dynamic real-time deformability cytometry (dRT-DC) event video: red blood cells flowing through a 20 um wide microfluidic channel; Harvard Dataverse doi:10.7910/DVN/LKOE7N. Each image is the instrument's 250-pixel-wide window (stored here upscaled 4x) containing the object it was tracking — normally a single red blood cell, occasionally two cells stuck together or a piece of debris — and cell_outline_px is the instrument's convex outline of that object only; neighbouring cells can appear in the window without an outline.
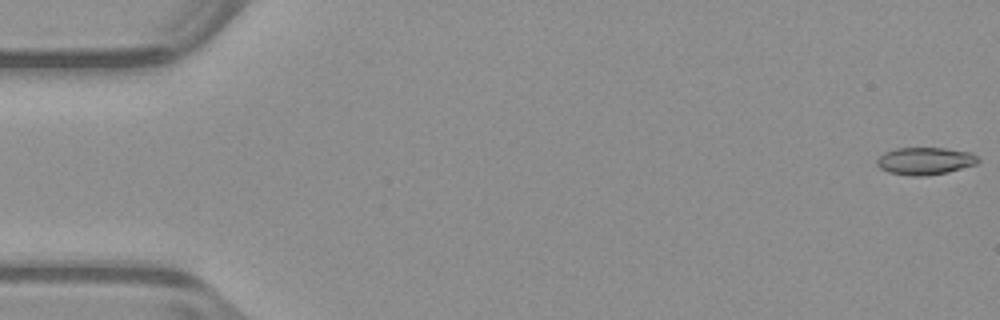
{"species": "common noctule bat (a hibernating species)", "species_latin": "Nyctalus noctula", "temperature_condition": "warm", "stored_images_in_passage": 53, "camera_frame_rate_fps": 3000, "um_per_image_px": 0.085, "animal": {"sex": "male", "body_mass_g": 23.1, "forearm_length_mm": 52.7}, "frame": {"image": 1, "passage_image": 1, "time_ms": 0.0, "image_size_px": [1000, 320], "cell_outline_px": [[980, 160], [976, 164], [948, 172], [924, 176], [912, 176], [888, 172], [880, 168], [876, 164], [876, 160], [884, 152], [896, 148], [944, 148], [972, 152]], "centroid_in_image_um": [78.62, 13.68], "position_along_channel_um": 6.4, "area_um2": 16.18}}
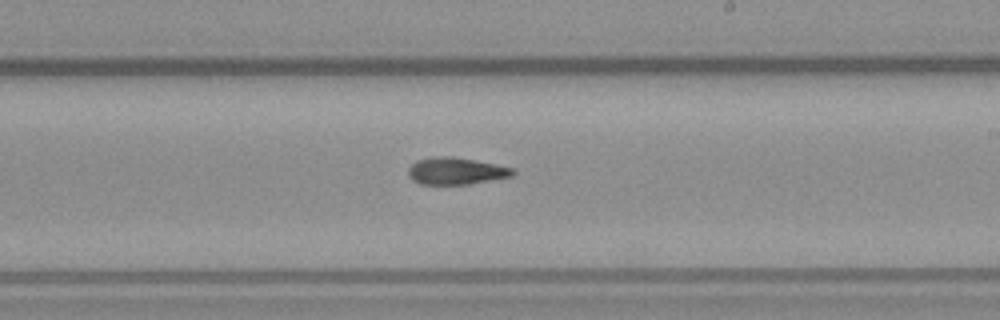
{"frame": {"image": 2, "passage_image": 31, "time_ms": 10.0, "image_size_px": [1000, 320], "cell_outline_px": [[516, 172], [512, 176], [468, 184], [420, 184], [412, 180], [408, 176], [408, 168], [416, 160], [432, 156], [452, 156], [496, 164], [516, 168]], "centroid_in_image_um": [38.75, 14.52], "position_along_channel_um": 250.3, "area_um2": 16.59}}
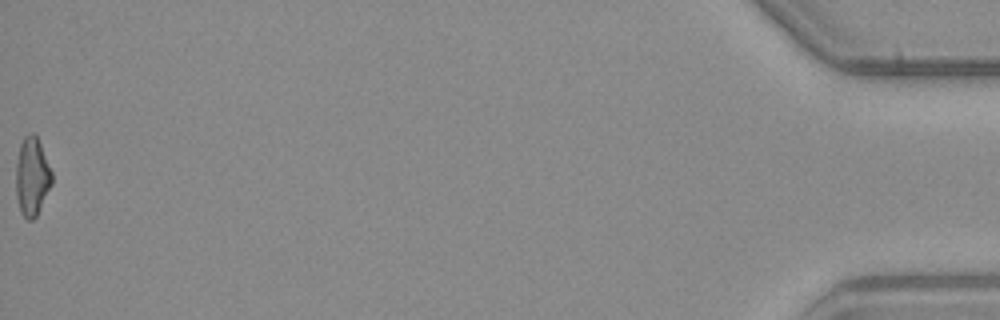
{"frame": {"image": 3, "passage_image": 53, "time_ms": 17.333, "image_size_px": [1000, 320], "cell_outline_px": [[52, 184], [36, 216], [32, 220], [28, 220], [20, 212], [16, 196], [16, 164], [20, 144], [24, 136], [32, 132], [36, 136], [40, 144], [52, 172]], "centroid_in_image_um": [2.71, 15.02], "position_along_channel_um": 432.5, "area_um2": 16.3}, "authors_computed_cell_mechanics": {"area_um2": 16.2996, "velocity_mm_per_s": 3.9767, "shape_relaxation_time_tau1_ms": null, "shape_relaxation_time_tau2_ms": 5.2905, "deformation_change_tau1": null, "deformation_change_tau2": 0.1481}}